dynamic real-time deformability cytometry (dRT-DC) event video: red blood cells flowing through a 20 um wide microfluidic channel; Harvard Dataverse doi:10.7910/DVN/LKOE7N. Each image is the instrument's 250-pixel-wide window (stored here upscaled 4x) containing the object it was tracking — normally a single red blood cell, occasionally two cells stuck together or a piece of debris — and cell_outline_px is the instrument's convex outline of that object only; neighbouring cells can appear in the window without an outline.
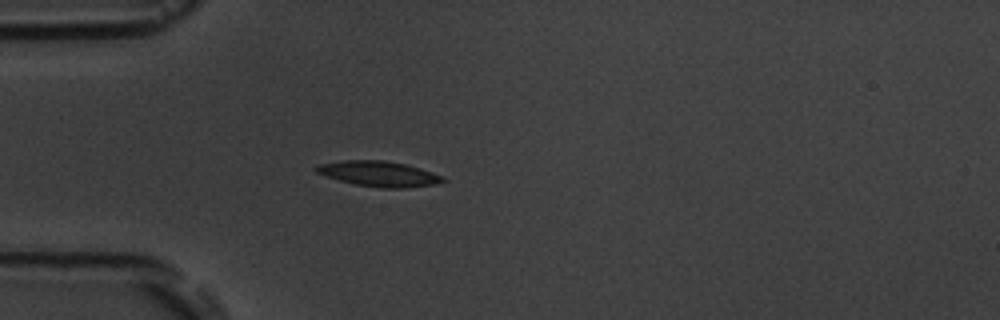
{"species": "common noctule bat (a hibernating species)", "species_latin": "Nyctalus noctula", "temperature_condition": "room temperature", "stored_images_in_passage": 1, "camera_frame_rate_fps": 3000, "um_per_image_px": 0.085, "animal": {"sex": "male", "body_mass_g": 19.5, "forearm_length_mm": 54.6}, "frame": {"image": 1, "passage_image": 1, "time_ms": 0.0, "image_size_px": [1000, 320], "cell_outline_px": [[448, 180], [436, 184], [404, 188], [380, 188], [356, 184], [340, 180], [316, 172], [312, 168], [316, 164], [344, 160], [384, 160], [404, 164], [420, 168], [444, 176]], "centroid_in_image_um": [32.21, 14.77], "position_along_channel_um": 52.8, "area_um2": 18.73}}